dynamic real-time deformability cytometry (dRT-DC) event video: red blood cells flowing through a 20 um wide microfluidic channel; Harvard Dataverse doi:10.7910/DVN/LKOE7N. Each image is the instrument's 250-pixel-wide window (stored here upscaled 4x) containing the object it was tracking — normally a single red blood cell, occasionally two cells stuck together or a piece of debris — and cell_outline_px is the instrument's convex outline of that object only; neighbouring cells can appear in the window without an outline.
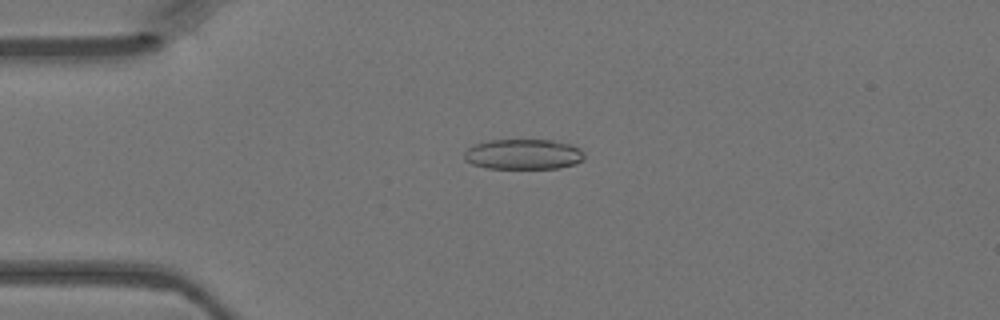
{"species": "Egyptian fruit bat (a non-hibernating species)", "species_latin": "Rousettus aegyptiacus", "temperature_condition": "warm", "stored_images_in_passage": 47, "camera_frame_rate_fps": 3000, "um_per_image_px": 0.085, "animal": {"sex": "female"}, "frame": {"image": 1, "passage_image": 11, "time_ms": 3.333, "image_size_px": [1000, 320], "cell_outline_px": [[584, 160], [576, 164], [560, 168], [488, 168], [472, 164], [464, 160], [464, 152], [472, 144], [488, 140], [552, 140], [572, 144], [580, 148], [584, 152]], "centroid_in_image_um": [44.5, 13.11], "position_along_channel_um": 40.5, "area_um2": 21.5}}
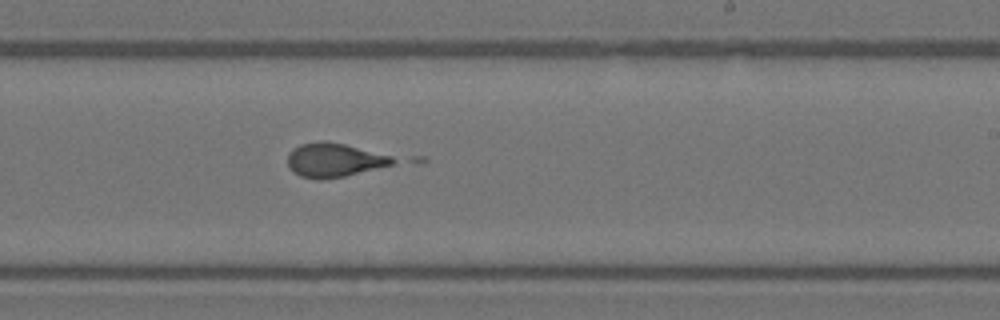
{"frame": {"image": 2, "passage_image": 28, "time_ms": 9.0, "image_size_px": [1000, 320], "cell_outline_px": [[400, 160], [392, 164], [344, 176], [320, 180], [300, 176], [288, 164], [288, 152], [292, 148], [300, 144], [316, 140], [324, 140], [344, 144], [392, 156]], "centroid_in_image_um": [28.39, 13.58], "position_along_channel_um": 260.6, "area_um2": 20.69}}
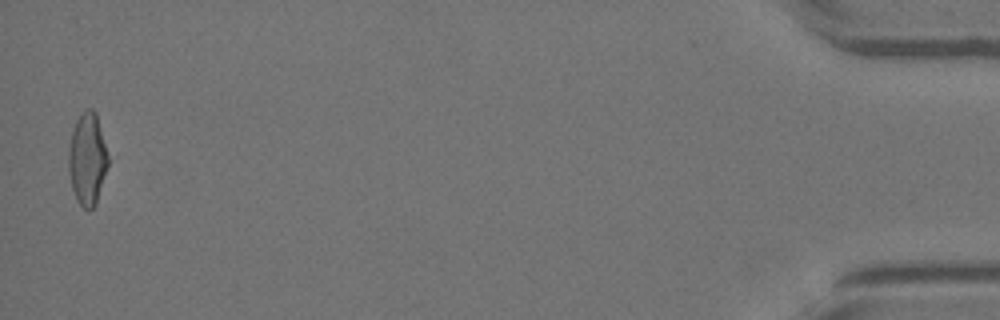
{"frame": {"image": 3, "passage_image": 46, "time_ms": 15.0, "image_size_px": [1000, 320], "cell_outline_px": [[108, 164], [96, 204], [92, 208], [84, 208], [76, 200], [72, 188], [68, 168], [68, 148], [72, 132], [76, 120], [84, 108], [92, 108], [96, 112], [108, 156]], "centroid_in_image_um": [7.41, 13.48], "position_along_channel_um": 427.8, "area_um2": 21.15}}